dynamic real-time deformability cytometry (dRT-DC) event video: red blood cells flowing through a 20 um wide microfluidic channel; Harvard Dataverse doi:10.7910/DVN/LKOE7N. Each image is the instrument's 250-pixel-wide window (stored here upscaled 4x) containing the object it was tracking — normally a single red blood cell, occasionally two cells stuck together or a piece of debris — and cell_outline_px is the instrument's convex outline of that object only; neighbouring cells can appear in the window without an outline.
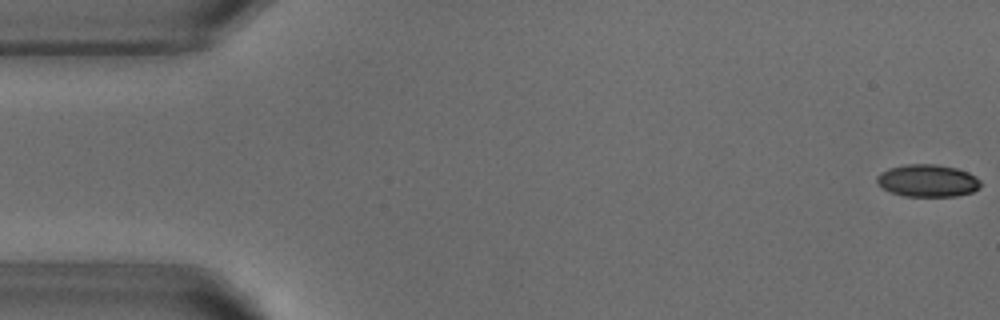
{"species": "common noctule bat (a hibernating species)", "species_latin": "Nyctalus noctula", "temperature_condition": "warm", "stored_images_in_passage": 4, "camera_frame_rate_fps": 3000, "um_per_image_px": 0.085, "animal": {"sex": "male", "body_mass_g": 18.8}, "frame": {"image": 1, "passage_image": 1, "time_ms": 0.0, "image_size_px": [1000, 320], "cell_outline_px": [[980, 188], [972, 192], [956, 196], [904, 196], [892, 192], [884, 188], [876, 180], [876, 176], [880, 172], [888, 168], [904, 164], [936, 164], [956, 168], [968, 172], [976, 176], [980, 180]], "centroid_in_image_um": [78.86, 15.34], "position_along_channel_um": 6.1, "area_um2": 19.59}}